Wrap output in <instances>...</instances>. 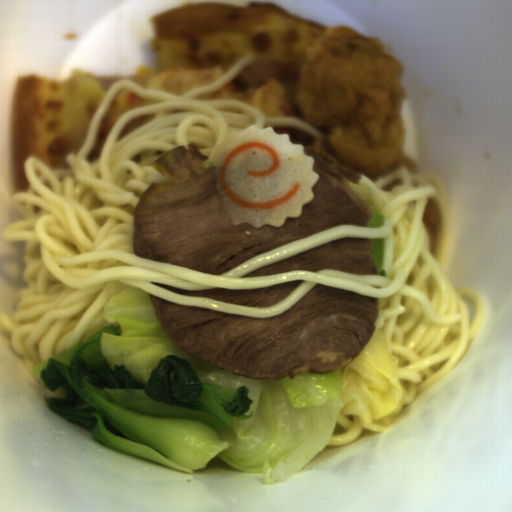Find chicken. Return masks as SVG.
I'll return each mask as SVG.
<instances>
[{
	"mask_svg": "<svg viewBox=\"0 0 512 512\" xmlns=\"http://www.w3.org/2000/svg\"><path fill=\"white\" fill-rule=\"evenodd\" d=\"M423 221L429 237V252L431 255L435 256L436 238L440 226V219L434 199H428Z\"/></svg>",
	"mask_w": 512,
	"mask_h": 512,
	"instance_id": "chicken-2",
	"label": "chicken"
},
{
	"mask_svg": "<svg viewBox=\"0 0 512 512\" xmlns=\"http://www.w3.org/2000/svg\"><path fill=\"white\" fill-rule=\"evenodd\" d=\"M398 185H403V184H402L401 180L397 178L391 184H389L385 187H382L381 191L392 192V187L398 186Z\"/></svg>",
	"mask_w": 512,
	"mask_h": 512,
	"instance_id": "chicken-3",
	"label": "chicken"
},
{
	"mask_svg": "<svg viewBox=\"0 0 512 512\" xmlns=\"http://www.w3.org/2000/svg\"><path fill=\"white\" fill-rule=\"evenodd\" d=\"M404 73L383 38L333 25L309 48L293 100L347 170L372 182L401 166L422 175L415 160L400 155Z\"/></svg>",
	"mask_w": 512,
	"mask_h": 512,
	"instance_id": "chicken-1",
	"label": "chicken"
}]
</instances>
